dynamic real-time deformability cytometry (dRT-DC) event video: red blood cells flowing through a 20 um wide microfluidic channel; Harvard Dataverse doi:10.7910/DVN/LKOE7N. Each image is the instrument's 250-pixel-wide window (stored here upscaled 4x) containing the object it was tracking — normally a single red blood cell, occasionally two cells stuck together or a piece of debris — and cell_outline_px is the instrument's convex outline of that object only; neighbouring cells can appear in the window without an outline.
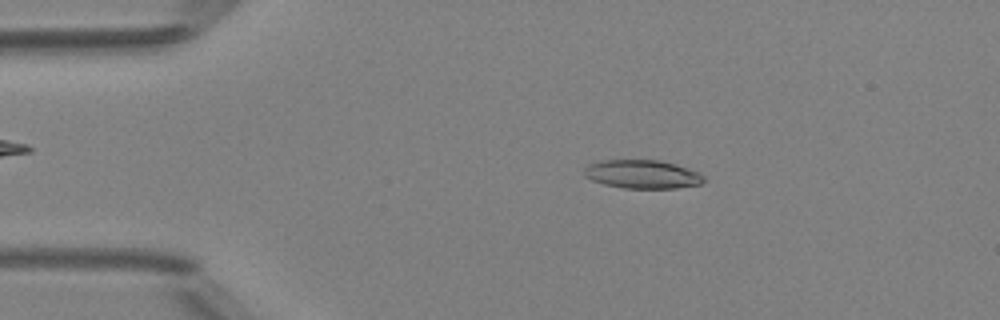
{"species": "Egyptian fruit bat (a non-hibernating species)", "species_latin": "Rousettus aegyptiacus", "temperature_condition": "room temperature", "stored_images_in_passage": 4, "camera_frame_rate_fps": 3000, "um_per_image_px": 0.085, "animal": {"sex": "female"}, "frame": {"image": 1, "passage_image": 2, "time_ms": 1.0, "image_size_px": [1000, 320], "cell_outline_px": [[704, 180], [700, 184], [676, 188], [624, 188], [604, 184], [592, 180], [584, 176], [584, 168], [588, 164], [596, 160], [660, 160], [676, 164], [700, 172], [704, 176]], "centroid_in_image_um": [54.58, 14.8], "position_along_channel_um": 30.4, "area_um2": 20.06}}
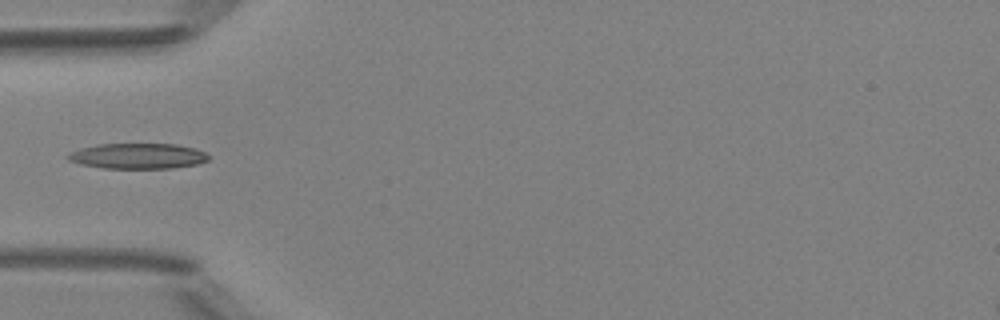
{"frame": {"image": 2, "passage_image": 4, "time_ms": 3.333, "image_size_px": [1000, 320], "cell_outline_px": [[208, 160], [196, 164], [172, 168], [104, 168], [80, 164], [68, 160], [64, 156], [68, 152], [80, 148], [96, 144], [176, 144], [196, 148], [204, 152], [208, 156]], "centroid_in_image_um": [11.65, 13.25], "position_along_channel_um": 73.3, "area_um2": 20.98}}